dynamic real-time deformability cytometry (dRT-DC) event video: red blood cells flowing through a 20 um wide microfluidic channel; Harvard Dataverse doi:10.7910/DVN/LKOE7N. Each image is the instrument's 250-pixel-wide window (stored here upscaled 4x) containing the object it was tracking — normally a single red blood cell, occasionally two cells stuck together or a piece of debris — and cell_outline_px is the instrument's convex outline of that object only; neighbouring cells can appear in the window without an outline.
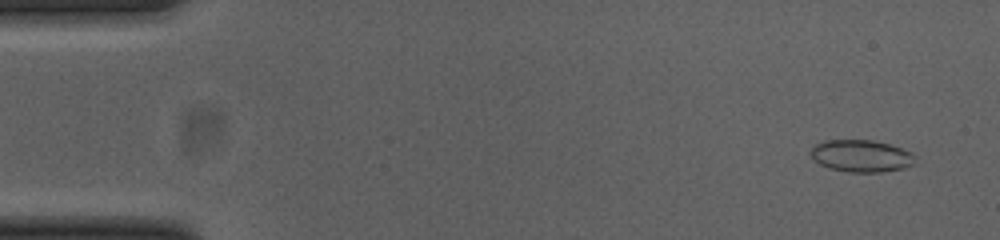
{"species": "common noctule bat (a hibernating species)", "species_latin": "Nyctalus noctula", "temperature_condition": "cold", "stored_images_in_passage": 49, "camera_frame_rate_fps": 3000, "um_per_image_px": 0.085, "animal": {"sex": "female", "body_mass_g": 23.0, "forearm_length_mm": 53.4}, "frame": {"image": 1, "passage_image": 3, "time_ms": 0.667, "image_size_px": [1000, 240], "cell_outline_px": [[916, 164], [904, 168], [880, 172], [848, 172], [828, 168], [820, 164], [808, 152], [816, 144], [824, 140], [872, 140], [888, 144], [912, 152], [916, 156]], "centroid_in_image_um": [73.23, 13.26], "position_along_channel_um": 11.8, "area_um2": 19.65}}
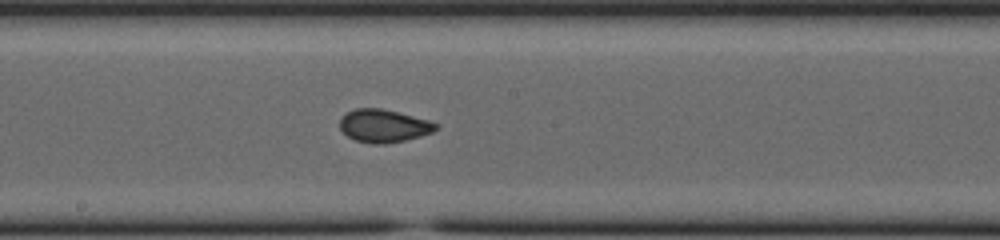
{"frame": {"image": 2, "passage_image": 28, "time_ms": 9.0, "image_size_px": [1000, 240], "cell_outline_px": [[440, 128], [432, 132], [420, 136], [404, 140], [384, 144], [372, 144], [356, 140], [348, 136], [340, 128], [340, 120], [348, 112], [356, 108], [380, 108], [428, 120], [440, 124]], "centroid_in_image_um": [32.65, 10.7], "position_along_channel_um": 215.6, "area_um2": 18.21}}
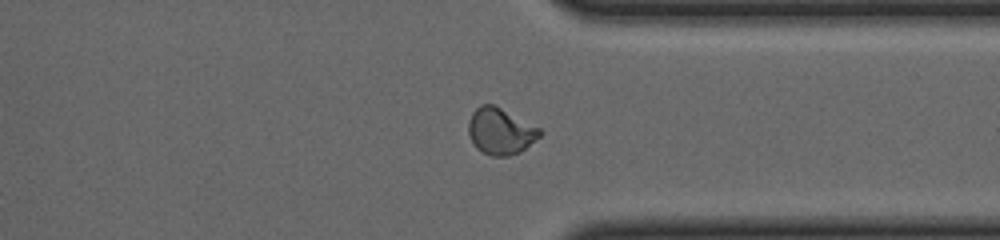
{"frame": {"image": 3, "passage_image": 40, "time_ms": 13.0, "image_size_px": [1000, 240], "cell_outline_px": [[544, 132], [540, 136], [520, 152], [508, 156], [492, 156], [480, 152], [476, 148], [468, 132], [468, 120], [472, 112], [480, 104], [492, 104], [540, 128]], "centroid_in_image_um": [42.52, 11.16], "position_along_channel_um": 368.9, "area_um2": 19.25}, "authors_computed_cell_mechanics": {"area_um2": 18.2648, "velocity_mm_per_s": 3.8706, "shape_relaxation_time_tau1_ms": 7.0147, "shape_relaxation_time_tau2_ms": 1.1057, "deformation_change_tau1": 0.1509, "deformation_change_tau2": 0.0535}}